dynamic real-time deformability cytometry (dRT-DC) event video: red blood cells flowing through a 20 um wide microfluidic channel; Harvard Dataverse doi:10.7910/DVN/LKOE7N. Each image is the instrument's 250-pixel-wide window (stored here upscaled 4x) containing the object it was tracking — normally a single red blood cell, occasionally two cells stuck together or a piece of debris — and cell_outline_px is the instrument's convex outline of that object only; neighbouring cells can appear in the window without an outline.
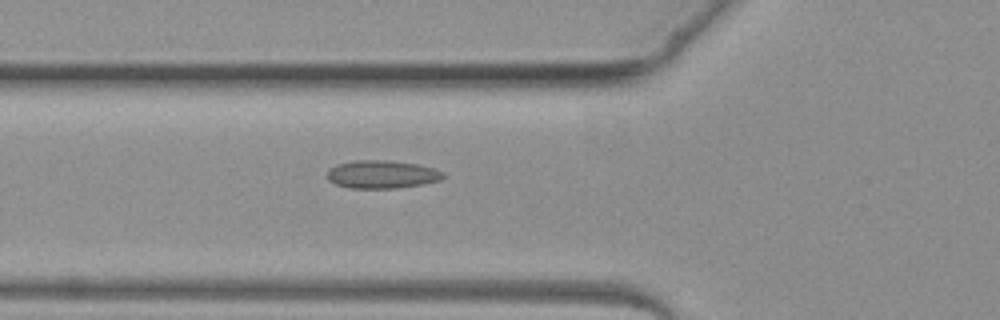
{"species": "common noctule bat (a hibernating species)", "species_latin": "Nyctalus noctula", "temperature_condition": "warm", "stored_images_in_passage": 6, "segment_of_instrument_passage": [1, 2], "camera_frame_rate_fps": 3000, "um_per_image_px": 0.085, "animal": {"sex": "female", "body_mass_g": 19.3, "forearm_length_mm": 54.1}, "frame": {"image": 1, "passage_image": 5, "time_ms": 6.0, "image_size_px": [1000, 320], "cell_outline_px": [[444, 176], [440, 180], [420, 184], [396, 188], [348, 188], [336, 184], [328, 180], [328, 168], [336, 164], [356, 160], [388, 160], [416, 164], [432, 168], [444, 172]], "centroid_in_image_um": [32.42, 14.81], "position_along_channel_um": 93.4, "area_um2": 18.84}}